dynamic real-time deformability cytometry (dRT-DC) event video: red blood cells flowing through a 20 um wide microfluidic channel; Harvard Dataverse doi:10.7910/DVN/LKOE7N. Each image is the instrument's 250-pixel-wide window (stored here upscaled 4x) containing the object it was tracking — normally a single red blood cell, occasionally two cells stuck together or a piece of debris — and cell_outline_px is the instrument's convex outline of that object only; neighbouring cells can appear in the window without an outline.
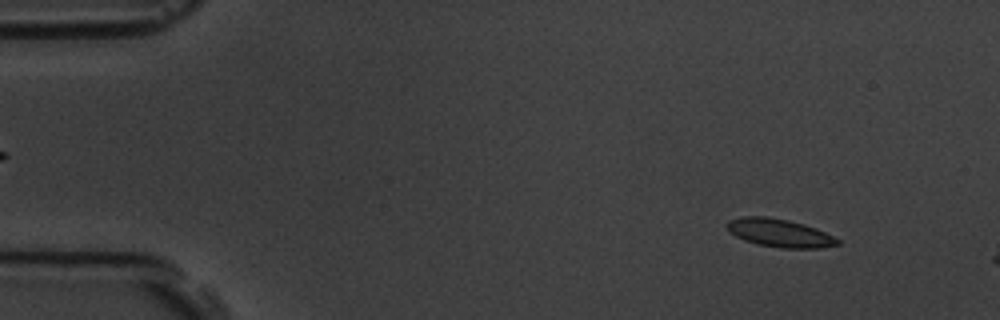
{"species": "common noctule bat (a hibernating species)", "species_latin": "Nyctalus noctula", "temperature_condition": "room temperature", "stored_images_in_passage": 13, "camera_frame_rate_fps": 3000, "um_per_image_px": 0.085, "animal": {"sex": "male", "body_mass_g": 19.5, "forearm_length_mm": 54.6}, "frame": {"image": 1, "passage_image": 6, "time_ms": 1.667, "image_size_px": [1000, 320], "cell_outline_px": [[840, 244], [820, 248], [780, 248], [756, 244], [744, 240], [728, 232], [724, 224], [728, 220], [744, 216], [768, 216], [788, 220], [804, 224], [816, 228], [840, 240]], "centroid_in_image_um": [66.21, 19.79], "position_along_channel_um": 18.8, "area_um2": 18.32}}